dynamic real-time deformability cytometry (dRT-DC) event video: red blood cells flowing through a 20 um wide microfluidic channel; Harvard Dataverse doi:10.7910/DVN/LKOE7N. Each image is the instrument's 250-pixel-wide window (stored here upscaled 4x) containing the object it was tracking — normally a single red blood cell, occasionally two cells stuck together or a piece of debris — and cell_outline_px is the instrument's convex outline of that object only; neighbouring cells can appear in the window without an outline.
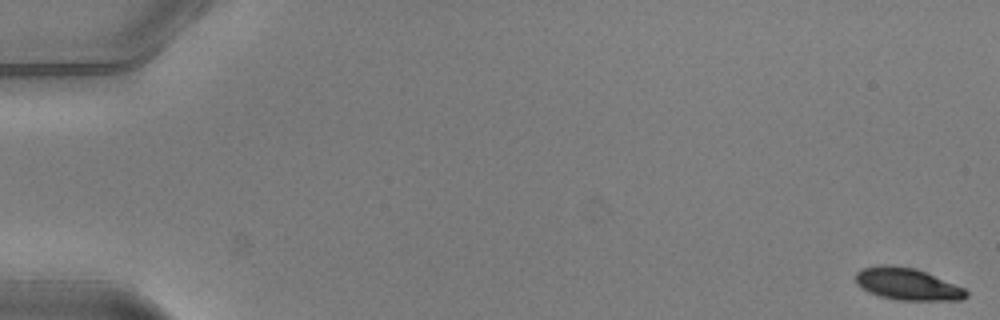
{"species": "common noctule bat (a hibernating species)", "species_latin": "Nyctalus noctula", "temperature_condition": "warm", "stored_images_in_passage": 52, "camera_frame_rate_fps": 3000, "um_per_image_px": 0.085, "animal": {"sex": "male", "body_mass_g": 20.5, "forearm_length_mm": 52.5}, "frame": {"image": 1, "passage_image": 1, "time_ms": 0.0, "image_size_px": [1000, 320], "cell_outline_px": [[968, 296], [960, 300], [900, 300], [880, 296], [868, 292], [856, 284], [856, 272], [864, 268], [884, 264], [888, 264], [916, 268], [964, 288], [968, 292]], "centroid_in_image_um": [77.11, 24.14], "position_along_channel_um": 7.9, "area_um2": 20.52}}
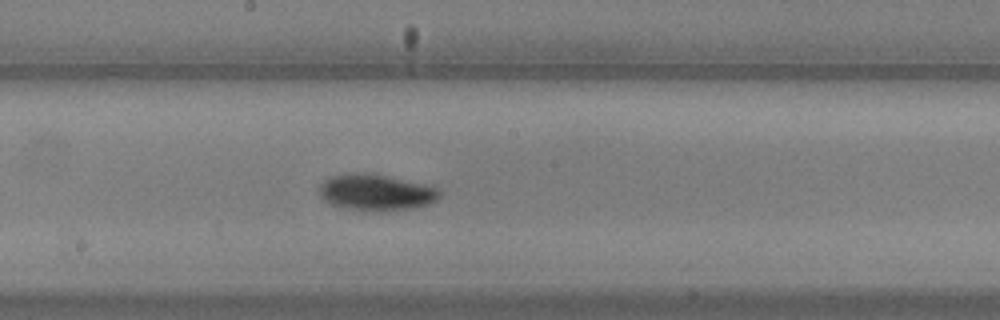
{"frame": {"image": 2, "passage_image": 29, "time_ms": 9.333, "image_size_px": [1000, 320], "cell_outline_px": [[440, 196], [436, 200], [428, 204], [412, 208], [372, 212], [348, 208], [332, 204], [324, 200], [320, 196], [320, 184], [324, 180], [332, 176], [352, 172], [372, 172], [436, 188], [440, 192]], "centroid_in_image_um": [31.92, 16.34], "position_along_channel_um": 216.3, "area_um2": 25.26}}
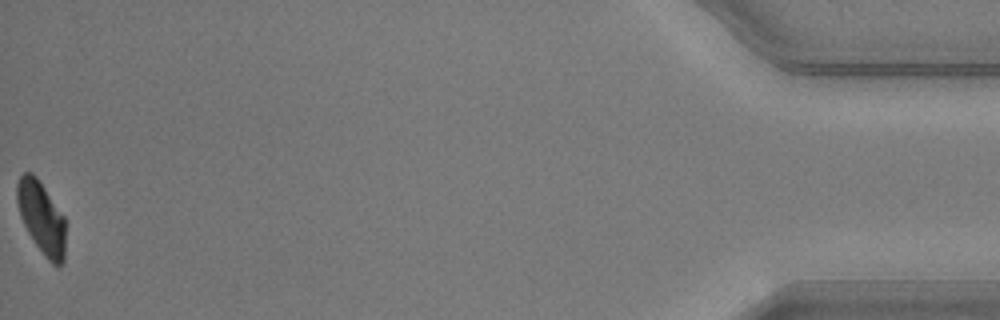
{"frame": {"image": 3, "passage_image": 52, "time_ms": 17.0, "image_size_px": [1000, 320], "cell_outline_px": [[64, 260], [60, 264], [52, 264], [44, 256], [28, 232], [20, 216], [16, 200], [16, 184], [20, 176], [24, 172], [32, 172], [36, 176], [64, 216]], "centroid_in_image_um": [3.5, 18.47], "position_along_channel_um": 431.7, "area_um2": 20.17}, "authors_computed_cell_mechanics": {"area_um2": 22.5998, "velocity_mm_per_s": 4.0134, "shape_relaxation_time_tau1_ms": 3.4066, "shape_relaxation_time_tau2_ms": null, "deformation_change_tau1": 0.1615, "deformation_change_tau2": null}}